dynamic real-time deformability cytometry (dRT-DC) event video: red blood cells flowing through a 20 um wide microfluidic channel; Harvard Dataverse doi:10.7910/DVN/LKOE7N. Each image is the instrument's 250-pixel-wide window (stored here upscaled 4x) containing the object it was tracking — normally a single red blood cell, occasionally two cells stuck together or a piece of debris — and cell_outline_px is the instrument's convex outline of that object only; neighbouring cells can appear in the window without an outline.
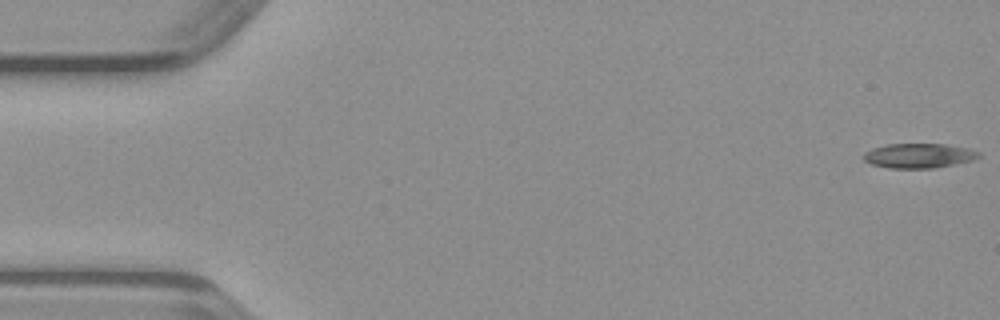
{"species": "common noctule bat (a hibernating species)", "species_latin": "Nyctalus noctula", "temperature_condition": "warm", "stored_images_in_passage": 48, "camera_frame_rate_fps": 3000, "um_per_image_px": 0.085, "animal": {"sex": "male", "body_mass_g": 23.1, "forearm_length_mm": 52.7}, "frame": {"image": 1, "passage_image": 1, "time_ms": 0.0, "image_size_px": [1000, 320], "cell_outline_px": [[980, 156], [972, 160], [932, 168], [888, 168], [872, 164], [864, 160], [864, 152], [872, 148], [888, 144], [944, 144], [968, 148], [980, 152]], "centroid_in_image_um": [78.08, 13.23], "position_along_channel_um": 6.9, "area_um2": 16.36}}
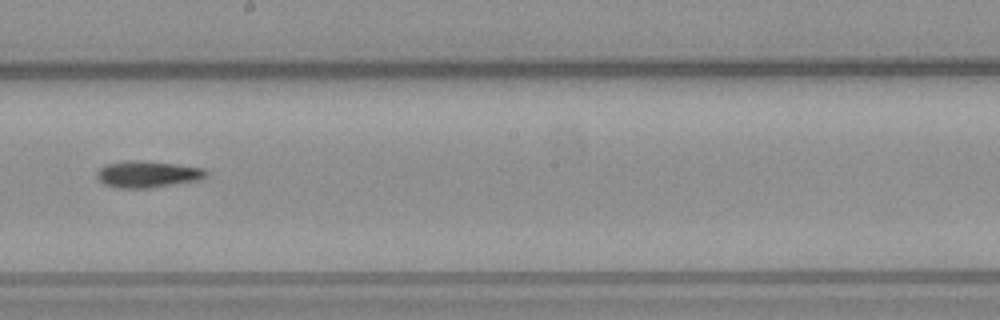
{"frame": {"image": 2, "passage_image": 27, "time_ms": 8.667, "image_size_px": [1000, 320], "cell_outline_px": [[208, 172], [204, 176], [196, 180], [152, 188], [120, 188], [104, 184], [96, 176], [96, 172], [104, 164], [120, 160], [136, 160], [176, 164], [204, 168]], "centroid_in_image_um": [12.48, 14.79], "position_along_channel_um": 235.7, "area_um2": 16.94}}
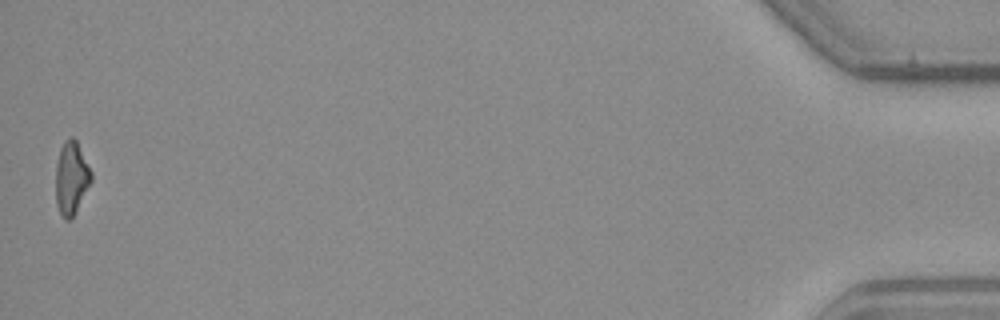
{"frame": {"image": 3, "passage_image": 48, "time_ms": 15.667, "image_size_px": [1000, 320], "cell_outline_px": [[92, 180], [76, 212], [68, 220], [64, 220], [56, 204], [56, 164], [60, 148], [64, 140], [68, 136], [72, 136], [76, 140], [92, 172]], "centroid_in_image_um": [6.06, 15.11], "position_along_channel_um": 429.1, "area_um2": 15.14}}